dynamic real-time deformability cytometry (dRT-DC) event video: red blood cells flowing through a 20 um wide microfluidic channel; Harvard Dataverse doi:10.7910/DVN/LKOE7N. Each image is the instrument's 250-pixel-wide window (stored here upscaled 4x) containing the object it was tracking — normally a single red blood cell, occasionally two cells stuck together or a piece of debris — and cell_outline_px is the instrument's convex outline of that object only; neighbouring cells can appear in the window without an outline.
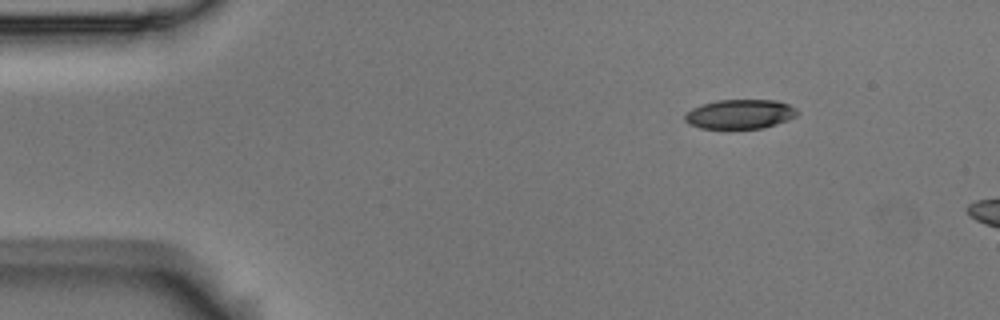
{"species": "Egyptian fruit bat (a non-hibernating species)", "species_latin": "Rousettus aegyptiacus", "temperature_condition": "room temperature", "stored_images_in_passage": 5, "segment_of_instrument_passage": [2, 2], "camera_frame_rate_fps": 3000, "um_per_image_px": 0.085, "animal": {"sex": "male"}, "frame": {"image": 1, "passage_image": 5, "time_ms": 1.333, "image_size_px": [1000, 320], "cell_outline_px": [[800, 112], [796, 116], [788, 120], [764, 128], [700, 128], [688, 124], [684, 120], [684, 116], [692, 108], [700, 104], [716, 100], [776, 100], [788, 104], [796, 108]], "centroid_in_image_um": [62.9, 9.69], "position_along_channel_um": 22.1, "area_um2": 19.36}}